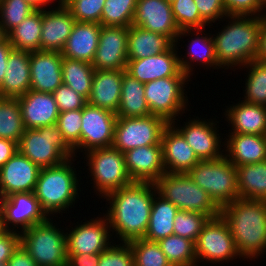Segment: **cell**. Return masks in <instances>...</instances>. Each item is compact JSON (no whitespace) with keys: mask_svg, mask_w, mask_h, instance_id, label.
Instances as JSON below:
<instances>
[{"mask_svg":"<svg viewBox=\"0 0 266 266\" xmlns=\"http://www.w3.org/2000/svg\"><path fill=\"white\" fill-rule=\"evenodd\" d=\"M156 193L155 183L134 182L104 198L110 205L105 213L110 231L119 236L120 242L144 238Z\"/></svg>","mask_w":266,"mask_h":266,"instance_id":"1","label":"cell"},{"mask_svg":"<svg viewBox=\"0 0 266 266\" xmlns=\"http://www.w3.org/2000/svg\"><path fill=\"white\" fill-rule=\"evenodd\" d=\"M220 214L241 258L248 261L266 252V201L239 198L222 207Z\"/></svg>","mask_w":266,"mask_h":266,"instance_id":"2","label":"cell"},{"mask_svg":"<svg viewBox=\"0 0 266 266\" xmlns=\"http://www.w3.org/2000/svg\"><path fill=\"white\" fill-rule=\"evenodd\" d=\"M224 19L231 21L228 20L221 32L213 34L218 64L222 69H242L256 59L261 17L227 15Z\"/></svg>","mask_w":266,"mask_h":266,"instance_id":"3","label":"cell"},{"mask_svg":"<svg viewBox=\"0 0 266 266\" xmlns=\"http://www.w3.org/2000/svg\"><path fill=\"white\" fill-rule=\"evenodd\" d=\"M74 160L67 159L57 166L42 168L39 172L33 193L48 217L63 213L69 206L72 208L79 197L80 180L77 179L76 169L71 166Z\"/></svg>","mask_w":266,"mask_h":266,"instance_id":"4","label":"cell"},{"mask_svg":"<svg viewBox=\"0 0 266 266\" xmlns=\"http://www.w3.org/2000/svg\"><path fill=\"white\" fill-rule=\"evenodd\" d=\"M18 151L40 169L57 166L77 156L56 124L25 129L18 143Z\"/></svg>","mask_w":266,"mask_h":266,"instance_id":"5","label":"cell"},{"mask_svg":"<svg viewBox=\"0 0 266 266\" xmlns=\"http://www.w3.org/2000/svg\"><path fill=\"white\" fill-rule=\"evenodd\" d=\"M187 174L220 209L239 199L236 166L225 156L201 160Z\"/></svg>","mask_w":266,"mask_h":266,"instance_id":"6","label":"cell"},{"mask_svg":"<svg viewBox=\"0 0 266 266\" xmlns=\"http://www.w3.org/2000/svg\"><path fill=\"white\" fill-rule=\"evenodd\" d=\"M155 186L157 193L179 210L198 212L209 218L220 215L221 209L187 173H165L155 182Z\"/></svg>","mask_w":266,"mask_h":266,"instance_id":"7","label":"cell"},{"mask_svg":"<svg viewBox=\"0 0 266 266\" xmlns=\"http://www.w3.org/2000/svg\"><path fill=\"white\" fill-rule=\"evenodd\" d=\"M48 217L45 222L20 232L21 246L30 254L37 266H66V232L57 228Z\"/></svg>","mask_w":266,"mask_h":266,"instance_id":"8","label":"cell"},{"mask_svg":"<svg viewBox=\"0 0 266 266\" xmlns=\"http://www.w3.org/2000/svg\"><path fill=\"white\" fill-rule=\"evenodd\" d=\"M85 159L90 176L93 179V189L101 198L132 183L126 164L124 153L111 147L95 148L87 151Z\"/></svg>","mask_w":266,"mask_h":266,"instance_id":"9","label":"cell"},{"mask_svg":"<svg viewBox=\"0 0 266 266\" xmlns=\"http://www.w3.org/2000/svg\"><path fill=\"white\" fill-rule=\"evenodd\" d=\"M190 80V77H166L145 83L144 96L150 114L163 117L168 123L177 120L188 109L184 88Z\"/></svg>","mask_w":266,"mask_h":266,"instance_id":"10","label":"cell"},{"mask_svg":"<svg viewBox=\"0 0 266 266\" xmlns=\"http://www.w3.org/2000/svg\"><path fill=\"white\" fill-rule=\"evenodd\" d=\"M169 123L160 116L117 117L113 147L126 152L142 146L161 144L165 127Z\"/></svg>","mask_w":266,"mask_h":266,"instance_id":"11","label":"cell"},{"mask_svg":"<svg viewBox=\"0 0 266 266\" xmlns=\"http://www.w3.org/2000/svg\"><path fill=\"white\" fill-rule=\"evenodd\" d=\"M195 255L197 266L200 262L221 263L241 257L239 254L230 227L220 214L209 218L204 224L196 242ZM202 260V261H201ZM200 261V262H199Z\"/></svg>","mask_w":266,"mask_h":266,"instance_id":"12","label":"cell"},{"mask_svg":"<svg viewBox=\"0 0 266 266\" xmlns=\"http://www.w3.org/2000/svg\"><path fill=\"white\" fill-rule=\"evenodd\" d=\"M47 217L33 192L14 193L0 198L2 230L20 233L33 225L45 222L48 219Z\"/></svg>","mask_w":266,"mask_h":266,"instance_id":"13","label":"cell"},{"mask_svg":"<svg viewBox=\"0 0 266 266\" xmlns=\"http://www.w3.org/2000/svg\"><path fill=\"white\" fill-rule=\"evenodd\" d=\"M116 119L117 115L114 112L87 103L82 108L81 152L111 147Z\"/></svg>","mask_w":266,"mask_h":266,"instance_id":"14","label":"cell"},{"mask_svg":"<svg viewBox=\"0 0 266 266\" xmlns=\"http://www.w3.org/2000/svg\"><path fill=\"white\" fill-rule=\"evenodd\" d=\"M66 232L67 254L102 253L111 246V230L106 214L76 224Z\"/></svg>","mask_w":266,"mask_h":266,"instance_id":"15","label":"cell"},{"mask_svg":"<svg viewBox=\"0 0 266 266\" xmlns=\"http://www.w3.org/2000/svg\"><path fill=\"white\" fill-rule=\"evenodd\" d=\"M129 27L101 26L92 65L96 70H126Z\"/></svg>","mask_w":266,"mask_h":266,"instance_id":"16","label":"cell"},{"mask_svg":"<svg viewBox=\"0 0 266 266\" xmlns=\"http://www.w3.org/2000/svg\"><path fill=\"white\" fill-rule=\"evenodd\" d=\"M197 118L198 117L193 120H188L189 122L187 121L184 127H176V121L171 122V124L182 134L200 160L222 158L224 156V149L221 151V147H223L222 145H224V143L221 141L222 139H220L221 135L218 133L219 127H217V124L214 122L215 120L207 119V122L205 119L200 120Z\"/></svg>","mask_w":266,"mask_h":266,"instance_id":"17","label":"cell"},{"mask_svg":"<svg viewBox=\"0 0 266 266\" xmlns=\"http://www.w3.org/2000/svg\"><path fill=\"white\" fill-rule=\"evenodd\" d=\"M177 47L143 59H128L126 72L144 84L166 77H189L181 70Z\"/></svg>","mask_w":266,"mask_h":266,"instance_id":"18","label":"cell"},{"mask_svg":"<svg viewBox=\"0 0 266 266\" xmlns=\"http://www.w3.org/2000/svg\"><path fill=\"white\" fill-rule=\"evenodd\" d=\"M132 25L168 36L174 43L180 32L166 0H137Z\"/></svg>","mask_w":266,"mask_h":266,"instance_id":"19","label":"cell"},{"mask_svg":"<svg viewBox=\"0 0 266 266\" xmlns=\"http://www.w3.org/2000/svg\"><path fill=\"white\" fill-rule=\"evenodd\" d=\"M40 168L17 151L0 168V198L14 193L33 192Z\"/></svg>","mask_w":266,"mask_h":266,"instance_id":"20","label":"cell"},{"mask_svg":"<svg viewBox=\"0 0 266 266\" xmlns=\"http://www.w3.org/2000/svg\"><path fill=\"white\" fill-rule=\"evenodd\" d=\"M63 56L58 51L39 50L30 52V89L53 93L62 82Z\"/></svg>","mask_w":266,"mask_h":266,"instance_id":"21","label":"cell"},{"mask_svg":"<svg viewBox=\"0 0 266 266\" xmlns=\"http://www.w3.org/2000/svg\"><path fill=\"white\" fill-rule=\"evenodd\" d=\"M124 157L133 182L155 183L165 174L161 144L128 150Z\"/></svg>","mask_w":266,"mask_h":266,"instance_id":"22","label":"cell"},{"mask_svg":"<svg viewBox=\"0 0 266 266\" xmlns=\"http://www.w3.org/2000/svg\"><path fill=\"white\" fill-rule=\"evenodd\" d=\"M161 145L165 173H188L201 161L171 123L163 131Z\"/></svg>","mask_w":266,"mask_h":266,"instance_id":"23","label":"cell"},{"mask_svg":"<svg viewBox=\"0 0 266 266\" xmlns=\"http://www.w3.org/2000/svg\"><path fill=\"white\" fill-rule=\"evenodd\" d=\"M25 129H37L57 123L59 110L53 93L29 90L18 97Z\"/></svg>","mask_w":266,"mask_h":266,"instance_id":"24","label":"cell"},{"mask_svg":"<svg viewBox=\"0 0 266 266\" xmlns=\"http://www.w3.org/2000/svg\"><path fill=\"white\" fill-rule=\"evenodd\" d=\"M49 9H42L40 50L61 52L76 20L66 7Z\"/></svg>","mask_w":266,"mask_h":266,"instance_id":"25","label":"cell"},{"mask_svg":"<svg viewBox=\"0 0 266 266\" xmlns=\"http://www.w3.org/2000/svg\"><path fill=\"white\" fill-rule=\"evenodd\" d=\"M193 32H195L196 34ZM187 34L188 36L193 35L191 37H194L195 35V38H192L191 41H189L190 43L187 46L188 51L186 52V57H179V64L181 70L190 77L193 74L192 72L194 68L192 66H195L193 65L194 62L198 63L199 65H205L207 69L210 67H213L214 69H219L220 66L218 64V60L215 53V43L213 36L211 34H209V36L208 34H204L203 29H183L180 30L176 38L175 45L179 44L178 41L182 39V36H187ZM199 34H202L203 36L200 37Z\"/></svg>","mask_w":266,"mask_h":266,"instance_id":"26","label":"cell"},{"mask_svg":"<svg viewBox=\"0 0 266 266\" xmlns=\"http://www.w3.org/2000/svg\"><path fill=\"white\" fill-rule=\"evenodd\" d=\"M226 140L224 156L236 167L266 161V135L230 133Z\"/></svg>","mask_w":266,"mask_h":266,"instance_id":"27","label":"cell"},{"mask_svg":"<svg viewBox=\"0 0 266 266\" xmlns=\"http://www.w3.org/2000/svg\"><path fill=\"white\" fill-rule=\"evenodd\" d=\"M125 71L95 69L87 103L116 114L120 105L123 73Z\"/></svg>","mask_w":266,"mask_h":266,"instance_id":"28","label":"cell"},{"mask_svg":"<svg viewBox=\"0 0 266 266\" xmlns=\"http://www.w3.org/2000/svg\"><path fill=\"white\" fill-rule=\"evenodd\" d=\"M0 97L18 98L25 95L31 86L30 52L13 49L7 61Z\"/></svg>","mask_w":266,"mask_h":266,"instance_id":"29","label":"cell"},{"mask_svg":"<svg viewBox=\"0 0 266 266\" xmlns=\"http://www.w3.org/2000/svg\"><path fill=\"white\" fill-rule=\"evenodd\" d=\"M101 26L99 23L76 21L61 51L62 56L92 64L98 47Z\"/></svg>","mask_w":266,"mask_h":266,"instance_id":"30","label":"cell"},{"mask_svg":"<svg viewBox=\"0 0 266 266\" xmlns=\"http://www.w3.org/2000/svg\"><path fill=\"white\" fill-rule=\"evenodd\" d=\"M223 113L232 126L229 133L266 135V106L241 100Z\"/></svg>","mask_w":266,"mask_h":266,"instance_id":"31","label":"cell"},{"mask_svg":"<svg viewBox=\"0 0 266 266\" xmlns=\"http://www.w3.org/2000/svg\"><path fill=\"white\" fill-rule=\"evenodd\" d=\"M175 43L166 35L131 25L128 33V59H143L169 51Z\"/></svg>","mask_w":266,"mask_h":266,"instance_id":"32","label":"cell"},{"mask_svg":"<svg viewBox=\"0 0 266 266\" xmlns=\"http://www.w3.org/2000/svg\"><path fill=\"white\" fill-rule=\"evenodd\" d=\"M178 208L158 193L154 195L149 224L144 239L158 242L174 234L173 221Z\"/></svg>","mask_w":266,"mask_h":266,"instance_id":"33","label":"cell"},{"mask_svg":"<svg viewBox=\"0 0 266 266\" xmlns=\"http://www.w3.org/2000/svg\"><path fill=\"white\" fill-rule=\"evenodd\" d=\"M117 117H146L150 114L144 96V83L133 78L126 71L123 73L120 105Z\"/></svg>","mask_w":266,"mask_h":266,"instance_id":"34","label":"cell"},{"mask_svg":"<svg viewBox=\"0 0 266 266\" xmlns=\"http://www.w3.org/2000/svg\"><path fill=\"white\" fill-rule=\"evenodd\" d=\"M239 198L266 201V161L236 167Z\"/></svg>","mask_w":266,"mask_h":266,"instance_id":"35","label":"cell"},{"mask_svg":"<svg viewBox=\"0 0 266 266\" xmlns=\"http://www.w3.org/2000/svg\"><path fill=\"white\" fill-rule=\"evenodd\" d=\"M41 33L42 9L25 18L7 34V38L15 50L39 51Z\"/></svg>","mask_w":266,"mask_h":266,"instance_id":"36","label":"cell"},{"mask_svg":"<svg viewBox=\"0 0 266 266\" xmlns=\"http://www.w3.org/2000/svg\"><path fill=\"white\" fill-rule=\"evenodd\" d=\"M94 67L91 63L81 60H73L63 57L62 60V82L89 98L94 76Z\"/></svg>","mask_w":266,"mask_h":266,"instance_id":"37","label":"cell"},{"mask_svg":"<svg viewBox=\"0 0 266 266\" xmlns=\"http://www.w3.org/2000/svg\"><path fill=\"white\" fill-rule=\"evenodd\" d=\"M24 131L18 98L0 97V138L19 143Z\"/></svg>","mask_w":266,"mask_h":266,"instance_id":"38","label":"cell"},{"mask_svg":"<svg viewBox=\"0 0 266 266\" xmlns=\"http://www.w3.org/2000/svg\"><path fill=\"white\" fill-rule=\"evenodd\" d=\"M157 243L172 266H197L193 241L172 234Z\"/></svg>","mask_w":266,"mask_h":266,"instance_id":"39","label":"cell"},{"mask_svg":"<svg viewBox=\"0 0 266 266\" xmlns=\"http://www.w3.org/2000/svg\"><path fill=\"white\" fill-rule=\"evenodd\" d=\"M243 67L249 70L243 101L266 106V64L254 60Z\"/></svg>","mask_w":266,"mask_h":266,"instance_id":"40","label":"cell"},{"mask_svg":"<svg viewBox=\"0 0 266 266\" xmlns=\"http://www.w3.org/2000/svg\"><path fill=\"white\" fill-rule=\"evenodd\" d=\"M137 0H106L101 15L102 26L130 27Z\"/></svg>","mask_w":266,"mask_h":266,"instance_id":"41","label":"cell"},{"mask_svg":"<svg viewBox=\"0 0 266 266\" xmlns=\"http://www.w3.org/2000/svg\"><path fill=\"white\" fill-rule=\"evenodd\" d=\"M129 243L134 255V266H172L157 242L141 238Z\"/></svg>","mask_w":266,"mask_h":266,"instance_id":"42","label":"cell"},{"mask_svg":"<svg viewBox=\"0 0 266 266\" xmlns=\"http://www.w3.org/2000/svg\"><path fill=\"white\" fill-rule=\"evenodd\" d=\"M36 9L24 0H0V25L8 34Z\"/></svg>","mask_w":266,"mask_h":266,"instance_id":"43","label":"cell"},{"mask_svg":"<svg viewBox=\"0 0 266 266\" xmlns=\"http://www.w3.org/2000/svg\"><path fill=\"white\" fill-rule=\"evenodd\" d=\"M170 4L179 30L204 29L205 33L209 24L200 16L194 0H173Z\"/></svg>","mask_w":266,"mask_h":266,"instance_id":"44","label":"cell"},{"mask_svg":"<svg viewBox=\"0 0 266 266\" xmlns=\"http://www.w3.org/2000/svg\"><path fill=\"white\" fill-rule=\"evenodd\" d=\"M209 217L198 212L178 210L173 221L174 234L196 242Z\"/></svg>","mask_w":266,"mask_h":266,"instance_id":"45","label":"cell"},{"mask_svg":"<svg viewBox=\"0 0 266 266\" xmlns=\"http://www.w3.org/2000/svg\"><path fill=\"white\" fill-rule=\"evenodd\" d=\"M56 126L61 131L64 140L77 154V150L80 149L82 109L60 112Z\"/></svg>","mask_w":266,"mask_h":266,"instance_id":"46","label":"cell"},{"mask_svg":"<svg viewBox=\"0 0 266 266\" xmlns=\"http://www.w3.org/2000/svg\"><path fill=\"white\" fill-rule=\"evenodd\" d=\"M106 0H67L66 8L76 21L99 23Z\"/></svg>","mask_w":266,"mask_h":266,"instance_id":"47","label":"cell"},{"mask_svg":"<svg viewBox=\"0 0 266 266\" xmlns=\"http://www.w3.org/2000/svg\"><path fill=\"white\" fill-rule=\"evenodd\" d=\"M112 244L101 253L98 266H134V255L130 243Z\"/></svg>","mask_w":266,"mask_h":266,"instance_id":"48","label":"cell"},{"mask_svg":"<svg viewBox=\"0 0 266 266\" xmlns=\"http://www.w3.org/2000/svg\"><path fill=\"white\" fill-rule=\"evenodd\" d=\"M53 96L59 112L82 109L87 104V99L65 84H61Z\"/></svg>","mask_w":266,"mask_h":266,"instance_id":"49","label":"cell"},{"mask_svg":"<svg viewBox=\"0 0 266 266\" xmlns=\"http://www.w3.org/2000/svg\"><path fill=\"white\" fill-rule=\"evenodd\" d=\"M223 4L228 16L262 17L266 14V12L263 13L265 9L259 4L258 0H223Z\"/></svg>","mask_w":266,"mask_h":266,"instance_id":"50","label":"cell"},{"mask_svg":"<svg viewBox=\"0 0 266 266\" xmlns=\"http://www.w3.org/2000/svg\"><path fill=\"white\" fill-rule=\"evenodd\" d=\"M200 16L212 26L215 21L223 22V17H227L223 0H194Z\"/></svg>","mask_w":266,"mask_h":266,"instance_id":"51","label":"cell"},{"mask_svg":"<svg viewBox=\"0 0 266 266\" xmlns=\"http://www.w3.org/2000/svg\"><path fill=\"white\" fill-rule=\"evenodd\" d=\"M21 245V235L16 231H0V263H7Z\"/></svg>","mask_w":266,"mask_h":266,"instance_id":"52","label":"cell"},{"mask_svg":"<svg viewBox=\"0 0 266 266\" xmlns=\"http://www.w3.org/2000/svg\"><path fill=\"white\" fill-rule=\"evenodd\" d=\"M67 255L66 266H98L101 253Z\"/></svg>","mask_w":266,"mask_h":266,"instance_id":"53","label":"cell"},{"mask_svg":"<svg viewBox=\"0 0 266 266\" xmlns=\"http://www.w3.org/2000/svg\"><path fill=\"white\" fill-rule=\"evenodd\" d=\"M8 266H37L36 262L32 259L30 254L23 248H19L14 252L7 262Z\"/></svg>","mask_w":266,"mask_h":266,"instance_id":"54","label":"cell"},{"mask_svg":"<svg viewBox=\"0 0 266 266\" xmlns=\"http://www.w3.org/2000/svg\"><path fill=\"white\" fill-rule=\"evenodd\" d=\"M18 151V143L0 138V168Z\"/></svg>","mask_w":266,"mask_h":266,"instance_id":"55","label":"cell"},{"mask_svg":"<svg viewBox=\"0 0 266 266\" xmlns=\"http://www.w3.org/2000/svg\"><path fill=\"white\" fill-rule=\"evenodd\" d=\"M255 61L266 64V14L261 17L259 48Z\"/></svg>","mask_w":266,"mask_h":266,"instance_id":"56","label":"cell"},{"mask_svg":"<svg viewBox=\"0 0 266 266\" xmlns=\"http://www.w3.org/2000/svg\"><path fill=\"white\" fill-rule=\"evenodd\" d=\"M13 49L14 48L10 44L8 38H6L3 42L0 43V86L5 77L8 56Z\"/></svg>","mask_w":266,"mask_h":266,"instance_id":"57","label":"cell"},{"mask_svg":"<svg viewBox=\"0 0 266 266\" xmlns=\"http://www.w3.org/2000/svg\"><path fill=\"white\" fill-rule=\"evenodd\" d=\"M24 1L32 5L36 10H40V9H45L48 5L50 6L52 2L55 0H24ZM66 1L67 0H58V1L56 0V2H58V6H56V8L66 7Z\"/></svg>","mask_w":266,"mask_h":266,"instance_id":"58","label":"cell"},{"mask_svg":"<svg viewBox=\"0 0 266 266\" xmlns=\"http://www.w3.org/2000/svg\"><path fill=\"white\" fill-rule=\"evenodd\" d=\"M7 38V34L4 32L2 26L0 25V43Z\"/></svg>","mask_w":266,"mask_h":266,"instance_id":"59","label":"cell"},{"mask_svg":"<svg viewBox=\"0 0 266 266\" xmlns=\"http://www.w3.org/2000/svg\"><path fill=\"white\" fill-rule=\"evenodd\" d=\"M259 4L266 10V0H258Z\"/></svg>","mask_w":266,"mask_h":266,"instance_id":"60","label":"cell"},{"mask_svg":"<svg viewBox=\"0 0 266 266\" xmlns=\"http://www.w3.org/2000/svg\"><path fill=\"white\" fill-rule=\"evenodd\" d=\"M0 266H8L7 263H0Z\"/></svg>","mask_w":266,"mask_h":266,"instance_id":"61","label":"cell"}]
</instances>
